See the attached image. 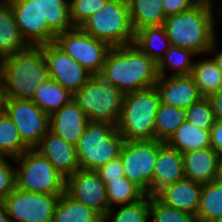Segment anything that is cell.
Listing matches in <instances>:
<instances>
[{
  "instance_id": "obj_13",
  "label": "cell",
  "mask_w": 222,
  "mask_h": 222,
  "mask_svg": "<svg viewBox=\"0 0 222 222\" xmlns=\"http://www.w3.org/2000/svg\"><path fill=\"white\" fill-rule=\"evenodd\" d=\"M39 47L46 58L48 77L59 83L71 94L83 87L92 76L55 42Z\"/></svg>"
},
{
  "instance_id": "obj_14",
  "label": "cell",
  "mask_w": 222,
  "mask_h": 222,
  "mask_svg": "<svg viewBox=\"0 0 222 222\" xmlns=\"http://www.w3.org/2000/svg\"><path fill=\"white\" fill-rule=\"evenodd\" d=\"M20 34L29 46H40L55 41L56 34L43 20L34 0H8Z\"/></svg>"
},
{
  "instance_id": "obj_34",
  "label": "cell",
  "mask_w": 222,
  "mask_h": 222,
  "mask_svg": "<svg viewBox=\"0 0 222 222\" xmlns=\"http://www.w3.org/2000/svg\"><path fill=\"white\" fill-rule=\"evenodd\" d=\"M106 195L110 209L116 205L133 204L146 194L126 177H122L106 184Z\"/></svg>"
},
{
  "instance_id": "obj_10",
  "label": "cell",
  "mask_w": 222,
  "mask_h": 222,
  "mask_svg": "<svg viewBox=\"0 0 222 222\" xmlns=\"http://www.w3.org/2000/svg\"><path fill=\"white\" fill-rule=\"evenodd\" d=\"M0 108L13 121L29 149H34L49 130V115L31 99L0 98Z\"/></svg>"
},
{
  "instance_id": "obj_37",
  "label": "cell",
  "mask_w": 222,
  "mask_h": 222,
  "mask_svg": "<svg viewBox=\"0 0 222 222\" xmlns=\"http://www.w3.org/2000/svg\"><path fill=\"white\" fill-rule=\"evenodd\" d=\"M185 119L194 126L209 130L216 122L212 104L208 97H202L185 110Z\"/></svg>"
},
{
  "instance_id": "obj_29",
  "label": "cell",
  "mask_w": 222,
  "mask_h": 222,
  "mask_svg": "<svg viewBox=\"0 0 222 222\" xmlns=\"http://www.w3.org/2000/svg\"><path fill=\"white\" fill-rule=\"evenodd\" d=\"M190 75L202 97H209L222 88V73L212 58L195 60Z\"/></svg>"
},
{
  "instance_id": "obj_33",
  "label": "cell",
  "mask_w": 222,
  "mask_h": 222,
  "mask_svg": "<svg viewBox=\"0 0 222 222\" xmlns=\"http://www.w3.org/2000/svg\"><path fill=\"white\" fill-rule=\"evenodd\" d=\"M29 149L21 140L17 127L0 108V155L17 158Z\"/></svg>"
},
{
  "instance_id": "obj_5",
  "label": "cell",
  "mask_w": 222,
  "mask_h": 222,
  "mask_svg": "<svg viewBox=\"0 0 222 222\" xmlns=\"http://www.w3.org/2000/svg\"><path fill=\"white\" fill-rule=\"evenodd\" d=\"M123 144L124 138L116 126L106 121H88L75 145L80 169L96 171L118 158Z\"/></svg>"
},
{
  "instance_id": "obj_40",
  "label": "cell",
  "mask_w": 222,
  "mask_h": 222,
  "mask_svg": "<svg viewBox=\"0 0 222 222\" xmlns=\"http://www.w3.org/2000/svg\"><path fill=\"white\" fill-rule=\"evenodd\" d=\"M96 172L105 184L125 177L124 168L120 157L110 160L107 164L98 168Z\"/></svg>"
},
{
  "instance_id": "obj_38",
  "label": "cell",
  "mask_w": 222,
  "mask_h": 222,
  "mask_svg": "<svg viewBox=\"0 0 222 222\" xmlns=\"http://www.w3.org/2000/svg\"><path fill=\"white\" fill-rule=\"evenodd\" d=\"M69 14L74 27H79L92 16L107 0H68Z\"/></svg>"
},
{
  "instance_id": "obj_17",
  "label": "cell",
  "mask_w": 222,
  "mask_h": 222,
  "mask_svg": "<svg viewBox=\"0 0 222 222\" xmlns=\"http://www.w3.org/2000/svg\"><path fill=\"white\" fill-rule=\"evenodd\" d=\"M66 179L80 169L75 146L48 130L34 148Z\"/></svg>"
},
{
  "instance_id": "obj_30",
  "label": "cell",
  "mask_w": 222,
  "mask_h": 222,
  "mask_svg": "<svg viewBox=\"0 0 222 222\" xmlns=\"http://www.w3.org/2000/svg\"><path fill=\"white\" fill-rule=\"evenodd\" d=\"M196 56L198 55L192 50L171 45L157 63L158 75L169 76L167 74L169 69L172 71V74L170 73L172 76L190 75L195 62L194 57Z\"/></svg>"
},
{
  "instance_id": "obj_3",
  "label": "cell",
  "mask_w": 222,
  "mask_h": 222,
  "mask_svg": "<svg viewBox=\"0 0 222 222\" xmlns=\"http://www.w3.org/2000/svg\"><path fill=\"white\" fill-rule=\"evenodd\" d=\"M217 21L216 9L206 5H193L187 11L167 16L162 26L171 45L204 56L217 38Z\"/></svg>"
},
{
  "instance_id": "obj_46",
  "label": "cell",
  "mask_w": 222,
  "mask_h": 222,
  "mask_svg": "<svg viewBox=\"0 0 222 222\" xmlns=\"http://www.w3.org/2000/svg\"><path fill=\"white\" fill-rule=\"evenodd\" d=\"M195 5H206V6H209V7H212V8H216L214 7V3L213 1L214 0H191ZM221 2V0H220Z\"/></svg>"
},
{
  "instance_id": "obj_23",
  "label": "cell",
  "mask_w": 222,
  "mask_h": 222,
  "mask_svg": "<svg viewBox=\"0 0 222 222\" xmlns=\"http://www.w3.org/2000/svg\"><path fill=\"white\" fill-rule=\"evenodd\" d=\"M133 30L162 26L166 15L163 0H126Z\"/></svg>"
},
{
  "instance_id": "obj_15",
  "label": "cell",
  "mask_w": 222,
  "mask_h": 222,
  "mask_svg": "<svg viewBox=\"0 0 222 222\" xmlns=\"http://www.w3.org/2000/svg\"><path fill=\"white\" fill-rule=\"evenodd\" d=\"M66 192L75 200L92 208L101 217L109 210L106 184L93 170H77L66 179Z\"/></svg>"
},
{
  "instance_id": "obj_26",
  "label": "cell",
  "mask_w": 222,
  "mask_h": 222,
  "mask_svg": "<svg viewBox=\"0 0 222 222\" xmlns=\"http://www.w3.org/2000/svg\"><path fill=\"white\" fill-rule=\"evenodd\" d=\"M47 115H51L72 100V94L59 83L47 78L31 99Z\"/></svg>"
},
{
  "instance_id": "obj_11",
  "label": "cell",
  "mask_w": 222,
  "mask_h": 222,
  "mask_svg": "<svg viewBox=\"0 0 222 222\" xmlns=\"http://www.w3.org/2000/svg\"><path fill=\"white\" fill-rule=\"evenodd\" d=\"M91 75H99L110 46L85 33L80 27H74L56 35L54 41Z\"/></svg>"
},
{
  "instance_id": "obj_32",
  "label": "cell",
  "mask_w": 222,
  "mask_h": 222,
  "mask_svg": "<svg viewBox=\"0 0 222 222\" xmlns=\"http://www.w3.org/2000/svg\"><path fill=\"white\" fill-rule=\"evenodd\" d=\"M185 121V110L160 102L155 117V140L167 143Z\"/></svg>"
},
{
  "instance_id": "obj_39",
  "label": "cell",
  "mask_w": 222,
  "mask_h": 222,
  "mask_svg": "<svg viewBox=\"0 0 222 222\" xmlns=\"http://www.w3.org/2000/svg\"><path fill=\"white\" fill-rule=\"evenodd\" d=\"M9 161L14 162V159L0 155V202H2L16 186L15 166Z\"/></svg>"
},
{
  "instance_id": "obj_31",
  "label": "cell",
  "mask_w": 222,
  "mask_h": 222,
  "mask_svg": "<svg viewBox=\"0 0 222 222\" xmlns=\"http://www.w3.org/2000/svg\"><path fill=\"white\" fill-rule=\"evenodd\" d=\"M43 20L57 35L74 28L69 14L68 0H34Z\"/></svg>"
},
{
  "instance_id": "obj_27",
  "label": "cell",
  "mask_w": 222,
  "mask_h": 222,
  "mask_svg": "<svg viewBox=\"0 0 222 222\" xmlns=\"http://www.w3.org/2000/svg\"><path fill=\"white\" fill-rule=\"evenodd\" d=\"M196 222H219L222 220V182L215 180L203 184Z\"/></svg>"
},
{
  "instance_id": "obj_42",
  "label": "cell",
  "mask_w": 222,
  "mask_h": 222,
  "mask_svg": "<svg viewBox=\"0 0 222 222\" xmlns=\"http://www.w3.org/2000/svg\"><path fill=\"white\" fill-rule=\"evenodd\" d=\"M211 147L222 155V122H215L210 129Z\"/></svg>"
},
{
  "instance_id": "obj_12",
  "label": "cell",
  "mask_w": 222,
  "mask_h": 222,
  "mask_svg": "<svg viewBox=\"0 0 222 222\" xmlns=\"http://www.w3.org/2000/svg\"><path fill=\"white\" fill-rule=\"evenodd\" d=\"M59 196L25 191L15 186L2 203L10 222H52Z\"/></svg>"
},
{
  "instance_id": "obj_35",
  "label": "cell",
  "mask_w": 222,
  "mask_h": 222,
  "mask_svg": "<svg viewBox=\"0 0 222 222\" xmlns=\"http://www.w3.org/2000/svg\"><path fill=\"white\" fill-rule=\"evenodd\" d=\"M150 195H145L139 201L121 205L118 211L110 208L102 217V222H149Z\"/></svg>"
},
{
  "instance_id": "obj_48",
  "label": "cell",
  "mask_w": 222,
  "mask_h": 222,
  "mask_svg": "<svg viewBox=\"0 0 222 222\" xmlns=\"http://www.w3.org/2000/svg\"><path fill=\"white\" fill-rule=\"evenodd\" d=\"M219 4H220V5L218 6V8H217V6H216L215 9H217V10H216V13H217V16H218L219 20H220V19L222 20V0H221V3H219Z\"/></svg>"
},
{
  "instance_id": "obj_9",
  "label": "cell",
  "mask_w": 222,
  "mask_h": 222,
  "mask_svg": "<svg viewBox=\"0 0 222 222\" xmlns=\"http://www.w3.org/2000/svg\"><path fill=\"white\" fill-rule=\"evenodd\" d=\"M158 156L157 140L124 141L120 151L125 177L146 195H154V167Z\"/></svg>"
},
{
  "instance_id": "obj_22",
  "label": "cell",
  "mask_w": 222,
  "mask_h": 222,
  "mask_svg": "<svg viewBox=\"0 0 222 222\" xmlns=\"http://www.w3.org/2000/svg\"><path fill=\"white\" fill-rule=\"evenodd\" d=\"M29 45L22 38L8 0L0 2V59L25 50Z\"/></svg>"
},
{
  "instance_id": "obj_16",
  "label": "cell",
  "mask_w": 222,
  "mask_h": 222,
  "mask_svg": "<svg viewBox=\"0 0 222 222\" xmlns=\"http://www.w3.org/2000/svg\"><path fill=\"white\" fill-rule=\"evenodd\" d=\"M155 87L162 103L183 110L202 98L191 75L159 76Z\"/></svg>"
},
{
  "instance_id": "obj_8",
  "label": "cell",
  "mask_w": 222,
  "mask_h": 222,
  "mask_svg": "<svg viewBox=\"0 0 222 222\" xmlns=\"http://www.w3.org/2000/svg\"><path fill=\"white\" fill-rule=\"evenodd\" d=\"M16 187L25 191L61 195L66 191V178L63 177L35 149H27L14 159Z\"/></svg>"
},
{
  "instance_id": "obj_18",
  "label": "cell",
  "mask_w": 222,
  "mask_h": 222,
  "mask_svg": "<svg viewBox=\"0 0 222 222\" xmlns=\"http://www.w3.org/2000/svg\"><path fill=\"white\" fill-rule=\"evenodd\" d=\"M87 122L86 114L71 100L49 116V130L75 146Z\"/></svg>"
},
{
  "instance_id": "obj_28",
  "label": "cell",
  "mask_w": 222,
  "mask_h": 222,
  "mask_svg": "<svg viewBox=\"0 0 222 222\" xmlns=\"http://www.w3.org/2000/svg\"><path fill=\"white\" fill-rule=\"evenodd\" d=\"M167 144L182 154L192 150L209 148L211 147L210 131L185 121Z\"/></svg>"
},
{
  "instance_id": "obj_45",
  "label": "cell",
  "mask_w": 222,
  "mask_h": 222,
  "mask_svg": "<svg viewBox=\"0 0 222 222\" xmlns=\"http://www.w3.org/2000/svg\"><path fill=\"white\" fill-rule=\"evenodd\" d=\"M0 222H10V219L7 216L6 209L2 202H0Z\"/></svg>"
},
{
  "instance_id": "obj_6",
  "label": "cell",
  "mask_w": 222,
  "mask_h": 222,
  "mask_svg": "<svg viewBox=\"0 0 222 222\" xmlns=\"http://www.w3.org/2000/svg\"><path fill=\"white\" fill-rule=\"evenodd\" d=\"M79 27L110 47L127 46L134 42L135 31L126 0H107Z\"/></svg>"
},
{
  "instance_id": "obj_24",
  "label": "cell",
  "mask_w": 222,
  "mask_h": 222,
  "mask_svg": "<svg viewBox=\"0 0 222 222\" xmlns=\"http://www.w3.org/2000/svg\"><path fill=\"white\" fill-rule=\"evenodd\" d=\"M52 222H102V217L65 191L58 198Z\"/></svg>"
},
{
  "instance_id": "obj_36",
  "label": "cell",
  "mask_w": 222,
  "mask_h": 222,
  "mask_svg": "<svg viewBox=\"0 0 222 222\" xmlns=\"http://www.w3.org/2000/svg\"><path fill=\"white\" fill-rule=\"evenodd\" d=\"M149 220H153V222H196L192 214L165 205L155 195L150 196Z\"/></svg>"
},
{
  "instance_id": "obj_1",
  "label": "cell",
  "mask_w": 222,
  "mask_h": 222,
  "mask_svg": "<svg viewBox=\"0 0 222 222\" xmlns=\"http://www.w3.org/2000/svg\"><path fill=\"white\" fill-rule=\"evenodd\" d=\"M99 76L124 94L155 86L157 63L134 44L111 47Z\"/></svg>"
},
{
  "instance_id": "obj_2",
  "label": "cell",
  "mask_w": 222,
  "mask_h": 222,
  "mask_svg": "<svg viewBox=\"0 0 222 222\" xmlns=\"http://www.w3.org/2000/svg\"><path fill=\"white\" fill-rule=\"evenodd\" d=\"M48 78L46 58L39 46L0 59V98L32 99Z\"/></svg>"
},
{
  "instance_id": "obj_25",
  "label": "cell",
  "mask_w": 222,
  "mask_h": 222,
  "mask_svg": "<svg viewBox=\"0 0 222 222\" xmlns=\"http://www.w3.org/2000/svg\"><path fill=\"white\" fill-rule=\"evenodd\" d=\"M133 44L156 63L160 61L171 46L163 26L143 27L137 30Z\"/></svg>"
},
{
  "instance_id": "obj_41",
  "label": "cell",
  "mask_w": 222,
  "mask_h": 222,
  "mask_svg": "<svg viewBox=\"0 0 222 222\" xmlns=\"http://www.w3.org/2000/svg\"><path fill=\"white\" fill-rule=\"evenodd\" d=\"M193 5L195 4L191 0H163V8L166 17L187 11Z\"/></svg>"
},
{
  "instance_id": "obj_43",
  "label": "cell",
  "mask_w": 222,
  "mask_h": 222,
  "mask_svg": "<svg viewBox=\"0 0 222 222\" xmlns=\"http://www.w3.org/2000/svg\"><path fill=\"white\" fill-rule=\"evenodd\" d=\"M212 104L213 113L217 122H222V88L209 97Z\"/></svg>"
},
{
  "instance_id": "obj_19",
  "label": "cell",
  "mask_w": 222,
  "mask_h": 222,
  "mask_svg": "<svg viewBox=\"0 0 222 222\" xmlns=\"http://www.w3.org/2000/svg\"><path fill=\"white\" fill-rule=\"evenodd\" d=\"M203 184L182 179L161 189L155 196L165 205L197 215Z\"/></svg>"
},
{
  "instance_id": "obj_21",
  "label": "cell",
  "mask_w": 222,
  "mask_h": 222,
  "mask_svg": "<svg viewBox=\"0 0 222 222\" xmlns=\"http://www.w3.org/2000/svg\"><path fill=\"white\" fill-rule=\"evenodd\" d=\"M182 156L186 179L201 184L217 180L220 155L212 147L192 150Z\"/></svg>"
},
{
  "instance_id": "obj_4",
  "label": "cell",
  "mask_w": 222,
  "mask_h": 222,
  "mask_svg": "<svg viewBox=\"0 0 222 222\" xmlns=\"http://www.w3.org/2000/svg\"><path fill=\"white\" fill-rule=\"evenodd\" d=\"M155 86L126 93L116 128L124 141L155 139V117L160 104Z\"/></svg>"
},
{
  "instance_id": "obj_20",
  "label": "cell",
  "mask_w": 222,
  "mask_h": 222,
  "mask_svg": "<svg viewBox=\"0 0 222 222\" xmlns=\"http://www.w3.org/2000/svg\"><path fill=\"white\" fill-rule=\"evenodd\" d=\"M184 178L182 153L167 143L158 141V156L154 167V195L164 187Z\"/></svg>"
},
{
  "instance_id": "obj_7",
  "label": "cell",
  "mask_w": 222,
  "mask_h": 222,
  "mask_svg": "<svg viewBox=\"0 0 222 222\" xmlns=\"http://www.w3.org/2000/svg\"><path fill=\"white\" fill-rule=\"evenodd\" d=\"M124 95L99 75H92L83 87L72 94V100L86 114L88 121H106L116 126Z\"/></svg>"
},
{
  "instance_id": "obj_44",
  "label": "cell",
  "mask_w": 222,
  "mask_h": 222,
  "mask_svg": "<svg viewBox=\"0 0 222 222\" xmlns=\"http://www.w3.org/2000/svg\"><path fill=\"white\" fill-rule=\"evenodd\" d=\"M218 40L215 39L214 42L211 44L210 49L207 52V56L209 57V55H211V53L213 54L214 57H211L214 61V63L217 65V67L219 68V70L222 73V49L221 51H218Z\"/></svg>"
},
{
  "instance_id": "obj_47",
  "label": "cell",
  "mask_w": 222,
  "mask_h": 222,
  "mask_svg": "<svg viewBox=\"0 0 222 222\" xmlns=\"http://www.w3.org/2000/svg\"><path fill=\"white\" fill-rule=\"evenodd\" d=\"M217 180L222 182V155L219 156Z\"/></svg>"
}]
</instances>
